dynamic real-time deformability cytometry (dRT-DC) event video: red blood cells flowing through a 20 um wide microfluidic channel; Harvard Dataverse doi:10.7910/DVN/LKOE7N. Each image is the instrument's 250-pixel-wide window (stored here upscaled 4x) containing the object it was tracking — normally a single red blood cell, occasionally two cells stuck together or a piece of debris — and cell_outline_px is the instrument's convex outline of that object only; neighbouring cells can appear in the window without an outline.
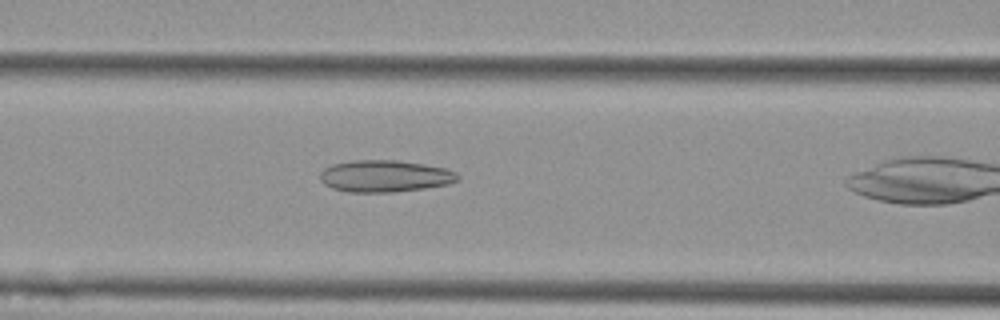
{"species": "Egyptian fruit bat (a non-hibernating species)", "species_latin": "Rousettus aegyptiacus", "temperature_condition": "cold", "stored_images_in_passage": 32, "camera_frame_rate_fps": 3000, "um_per_image_px": 0.085, "animal": {"sex": "female"}, "frame": {"image": 1, "passage_image": 11, "time_ms": 3.333, "image_size_px": [1000, 320], "cell_outline_px": [[460, 180], [448, 184], [424, 188], [392, 192], [348, 192], [332, 188], [324, 184], [320, 180], [320, 172], [324, 168], [332, 164], [352, 160], [396, 160], [424, 164], [444, 168], [456, 172], [460, 176]], "centroid_in_image_um": [32.7, 14.96], "position_along_channel_um": 133.9, "area_um2": 25.66}}
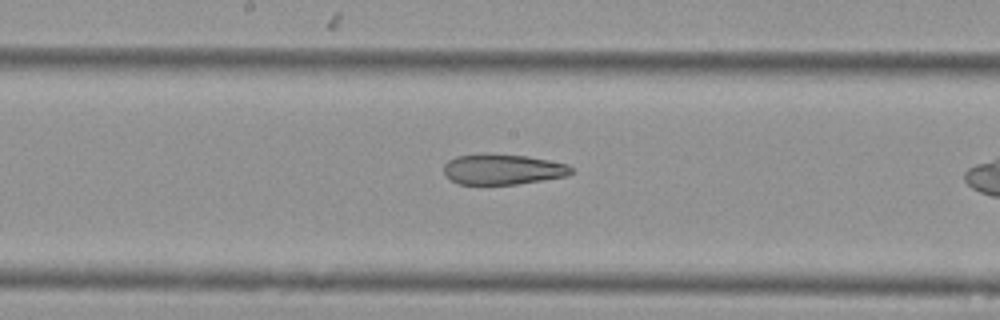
{"frame": {"image": 2, "passage_image": 17, "time_ms": 5.333, "image_size_px": [1000, 320], "cell_outline_px": [[572, 172], [568, 176], [516, 184], [456, 184], [444, 176], [444, 164], [448, 160], [456, 156], [484, 152], [528, 156], [568, 164], [572, 168]], "centroid_in_image_um": [42.68, 14.37], "position_along_channel_um": 205.5, "area_um2": 23.06}}
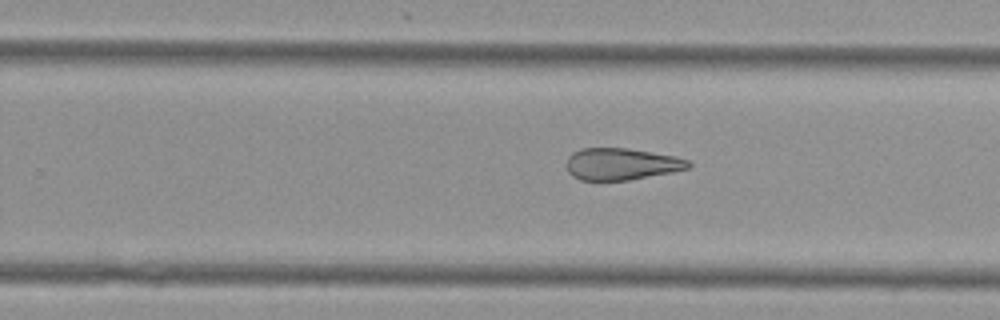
{"frame": {"image": 3, "passage_image": 23, "time_ms": 7.333, "image_size_px": [1000, 320], "cell_outline_px": [[692, 164], [688, 168], [672, 172], [628, 180], [580, 180], [572, 176], [568, 172], [568, 156], [572, 152], [580, 148], [628, 148], [676, 156], [692, 160]], "centroid_in_image_um": [52.84, 13.93], "position_along_channel_um": 277.0, "area_um2": 22.72}}